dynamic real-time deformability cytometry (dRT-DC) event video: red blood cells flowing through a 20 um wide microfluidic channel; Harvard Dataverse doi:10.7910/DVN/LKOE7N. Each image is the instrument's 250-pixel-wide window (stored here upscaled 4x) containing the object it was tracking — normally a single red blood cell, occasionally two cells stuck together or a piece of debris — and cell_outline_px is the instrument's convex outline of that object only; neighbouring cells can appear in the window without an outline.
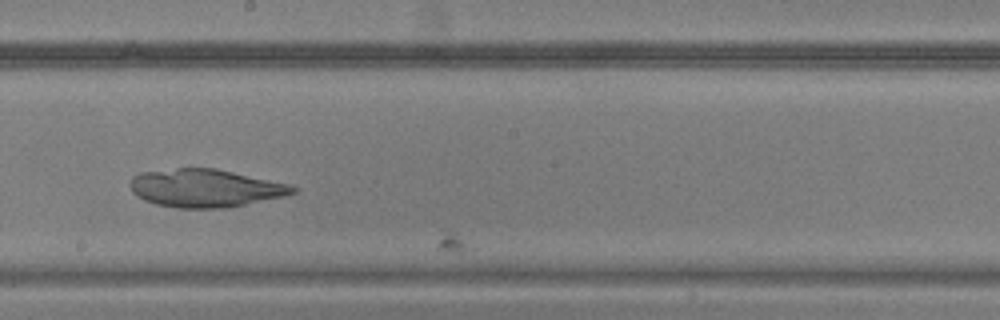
{"species": "common noctule bat (a hibernating species)", "species_latin": "Nyctalus noctula", "temperature_condition": "warm", "stored_images_in_passage": 22, "camera_frame_rate_fps": 3000, "um_per_image_px": 0.085, "animal": {"sex": "male", "body_mass_g": 20.5, "forearm_length_mm": 52.5}, "frame": {"image": 1, "passage_image": 21, "time_ms": 6.667, "image_size_px": [1000, 320], "cell_outline_px": [[296, 192], [284, 196], [224, 208], [180, 208], [156, 204], [144, 200], [132, 192], [128, 184], [132, 176], [140, 172], [176, 168], [216, 168], [288, 184], [296, 188]], "centroid_in_image_um": [17.38, 15.98], "position_along_channel_um": 230.8, "area_um2": 35.84}}